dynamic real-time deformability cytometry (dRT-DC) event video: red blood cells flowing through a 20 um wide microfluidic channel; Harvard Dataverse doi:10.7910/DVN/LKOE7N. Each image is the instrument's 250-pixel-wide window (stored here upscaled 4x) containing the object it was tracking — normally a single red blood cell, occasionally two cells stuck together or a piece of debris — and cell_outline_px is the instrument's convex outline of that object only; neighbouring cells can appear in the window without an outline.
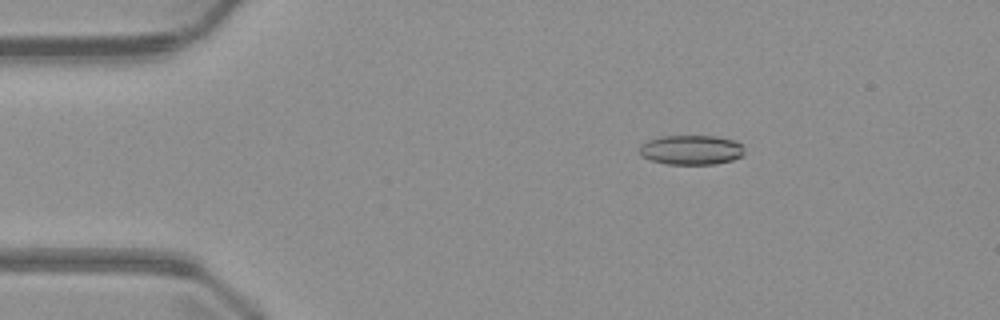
{"species": "common noctule bat (a hibernating species)", "species_latin": "Nyctalus noctula", "temperature_condition": "warm", "stored_images_in_passage": 2, "camera_frame_rate_fps": 3000, "um_per_image_px": 0.085, "animal": {"sex": "male", "body_mass_g": 23.1, "forearm_length_mm": 52.7}, "frame": {"image": 1, "passage_image": 1, "time_ms": 0.0, "image_size_px": [1000, 320], "cell_outline_px": [[744, 156], [732, 160], [716, 164], [668, 164], [652, 160], [640, 156], [640, 144], [648, 140], [660, 136], [716, 136], [736, 140], [744, 144]], "centroid_in_image_um": [58.8, 12.73], "position_along_channel_um": 26.2, "area_um2": 18.38}}